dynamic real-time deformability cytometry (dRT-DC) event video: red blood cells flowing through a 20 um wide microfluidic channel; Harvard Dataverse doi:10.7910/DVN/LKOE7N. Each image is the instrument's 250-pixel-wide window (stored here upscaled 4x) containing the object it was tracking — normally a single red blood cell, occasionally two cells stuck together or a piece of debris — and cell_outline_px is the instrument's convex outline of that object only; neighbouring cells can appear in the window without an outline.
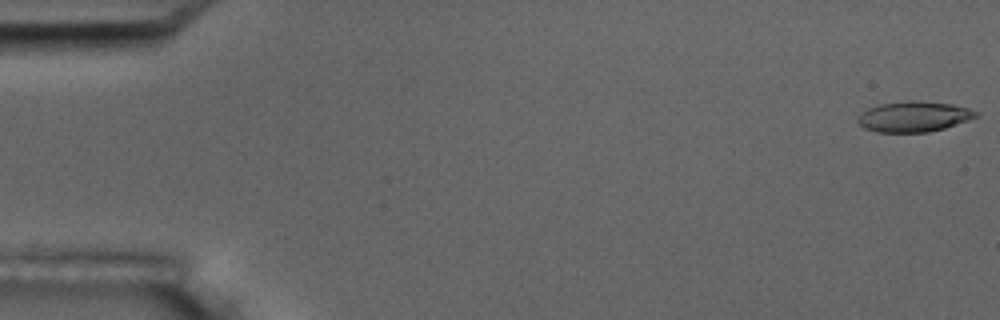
{"species": "common noctule bat (a hibernating species)", "species_latin": "Nyctalus noctula", "temperature_condition": "room temperature", "stored_images_in_passage": 7, "camera_frame_rate_fps": 3000, "um_per_image_px": 0.085, "animal": {"sex": "male", "body_mass_g": 17.5, "forearm_length_mm": 52.3}, "frame": {"image": 1, "passage_image": 1, "time_ms": 0.0, "image_size_px": [1000, 320], "cell_outline_px": [[980, 116], [944, 128], [928, 132], [876, 132], [864, 128], [856, 120], [856, 116], [868, 108], [880, 104], [908, 100], [912, 100], [952, 104], [968, 108], [980, 112]], "centroid_in_image_um": [77.67, 9.91], "position_along_channel_um": 7.3, "area_um2": 21.1}}
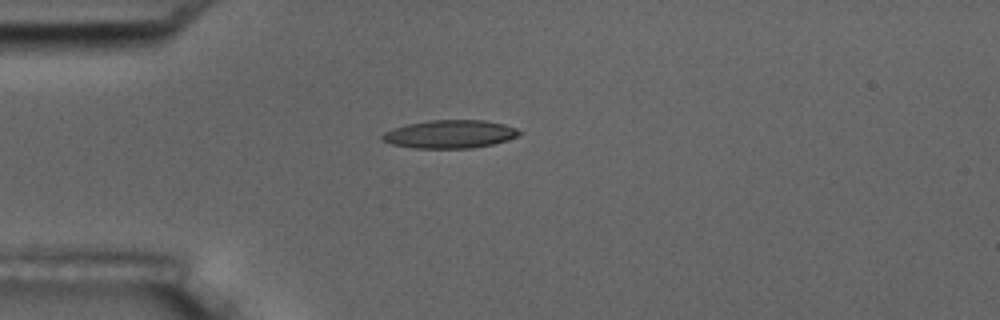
{"frame": {"image": 2, "passage_image": 5, "time_ms": 4.667, "image_size_px": [1000, 320], "cell_outline_px": [[524, 132], [508, 140], [492, 144], [472, 148], [412, 148], [392, 144], [380, 140], [380, 136], [384, 132], [408, 124], [428, 120], [484, 120], [504, 124], [516, 128]], "centroid_in_image_um": [38.24, 11.4], "position_along_channel_um": 46.8, "area_um2": 22.48}}